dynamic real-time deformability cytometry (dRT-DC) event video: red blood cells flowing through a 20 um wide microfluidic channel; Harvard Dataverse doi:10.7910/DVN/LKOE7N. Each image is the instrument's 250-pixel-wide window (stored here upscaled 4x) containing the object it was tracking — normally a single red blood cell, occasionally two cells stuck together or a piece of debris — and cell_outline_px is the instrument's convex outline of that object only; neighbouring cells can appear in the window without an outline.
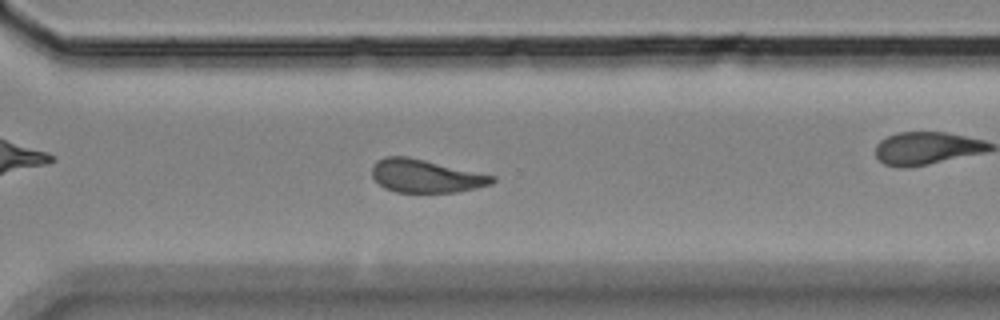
{"species": "Egyptian fruit bat (a non-hibernating species)", "species_latin": "Rousettus aegyptiacus", "temperature_condition": "room temperature", "stored_images_in_passage": 41, "camera_frame_rate_fps": 3000, "um_per_image_px": 0.085, "animal": {"sex": "female"}, "frame": {"image": 1, "passage_image": 24, "time_ms": 7.667, "image_size_px": [1000, 320], "cell_outline_px": [[496, 180], [492, 184], [456, 192], [396, 192], [384, 188], [372, 176], [372, 168], [380, 160], [388, 156], [408, 156], [496, 176]], "centroid_in_image_um": [36.21, 14.96], "position_along_channel_um": 334.4, "area_um2": 22.95}}
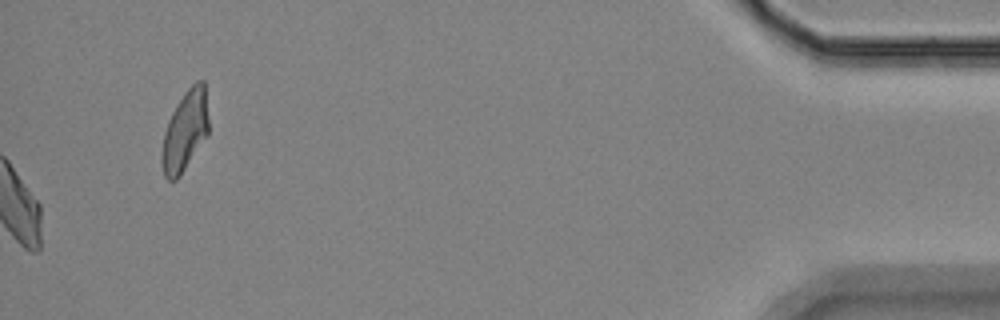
{"frame": {"image": 2, "passage_image": 41, "time_ms": 13.333, "image_size_px": [1000, 320], "cell_outline_px": [[208, 136], [180, 176], [176, 180], [168, 180], [164, 176], [160, 160], [160, 156], [164, 132], [168, 120], [176, 104], [184, 92], [196, 80], [204, 80], [208, 120]], "centroid_in_image_um": [15.71, 11.15], "position_along_channel_um": 419.5, "area_um2": 22.2}, "authors_computed_cell_mechanics": {"area_um2": 23.8136, "velocity_mm_per_s": 3.4878, "shape_relaxation_time_tau1_ms": 9.9475, "shape_relaxation_time_tau2_ms": 1.7086, "deformation_change_tau1": 0.2104, "deformation_change_tau2": 0.0814}}